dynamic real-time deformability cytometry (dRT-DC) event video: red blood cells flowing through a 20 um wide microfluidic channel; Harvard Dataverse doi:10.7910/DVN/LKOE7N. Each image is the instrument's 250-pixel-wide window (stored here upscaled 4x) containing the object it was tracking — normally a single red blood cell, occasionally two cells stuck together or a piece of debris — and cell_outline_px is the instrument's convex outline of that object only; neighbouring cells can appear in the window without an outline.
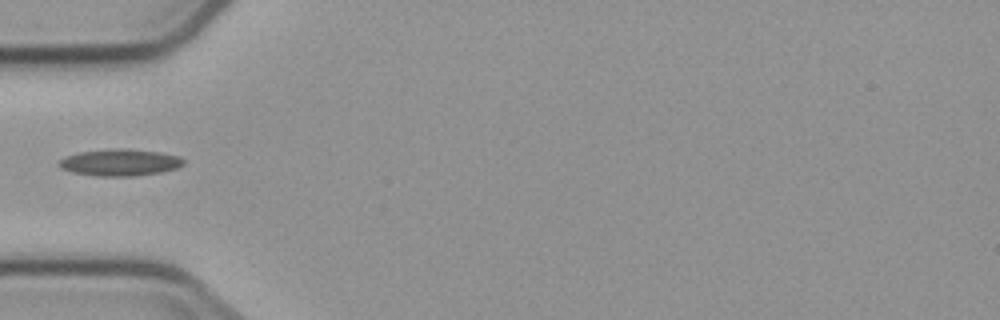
{"species": "common noctule bat (a hibernating species)", "species_latin": "Nyctalus noctula", "temperature_condition": "cold", "stored_images_in_passage": 4, "camera_frame_rate_fps": 3000, "um_per_image_px": 0.085, "animal": {"sex": "male", "body_mass_g": 23.1, "forearm_length_mm": 52.7}, "frame": {"image": 1, "passage_image": 4, "time_ms": 3.333, "image_size_px": [1000, 320], "cell_outline_px": [[184, 164], [176, 168], [160, 172], [132, 176], [96, 176], [72, 172], [60, 168], [60, 160], [64, 156], [80, 152], [116, 148], [124, 148], [160, 152], [180, 156], [184, 160]], "centroid_in_image_um": [10.2, 13.8], "position_along_channel_um": 74.8, "area_um2": 19.36}}